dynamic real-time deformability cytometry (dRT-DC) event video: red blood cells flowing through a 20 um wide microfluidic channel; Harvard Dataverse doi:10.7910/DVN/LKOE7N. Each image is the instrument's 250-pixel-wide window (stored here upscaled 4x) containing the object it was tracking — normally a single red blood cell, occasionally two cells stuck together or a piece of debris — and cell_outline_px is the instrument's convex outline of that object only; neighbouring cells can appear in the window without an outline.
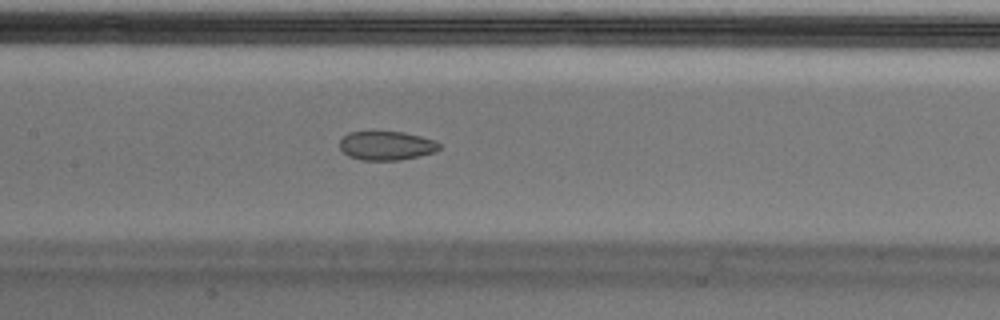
{"species": "Egyptian fruit bat (a non-hibernating species)", "species_latin": "Rousettus aegyptiacus", "temperature_condition": "cold", "stored_images_in_passage": 53, "camera_frame_rate_fps": 3000, "um_per_image_px": 0.085, "animal": {"sex": "male"}, "frame": {"image": 1, "passage_image": 25, "time_ms": 8.0, "image_size_px": [1000, 320], "cell_outline_px": [[440, 148], [436, 152], [400, 160], [360, 160], [348, 156], [340, 148], [340, 140], [348, 132], [404, 132], [436, 140], [440, 144]], "centroid_in_image_um": [32.86, 12.38], "position_along_channel_um": 174.5, "area_um2": 16.82}}
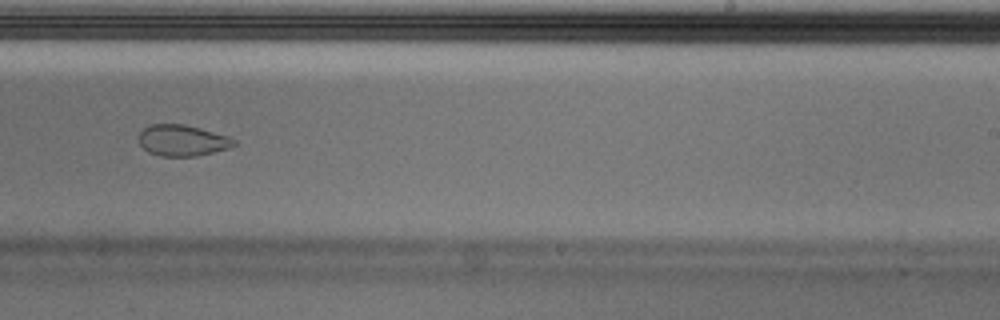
{"frame": {"image": 2, "passage_image": 33, "time_ms": 10.667, "image_size_px": [1000, 320], "cell_outline_px": [[236, 144], [228, 148], [196, 156], [160, 156], [148, 152], [140, 144], [140, 132], [148, 124], [184, 124], [200, 128], [228, 136], [236, 140]], "centroid_in_image_um": [15.49, 11.93], "position_along_channel_um": 273.5, "area_um2": 17.17}}
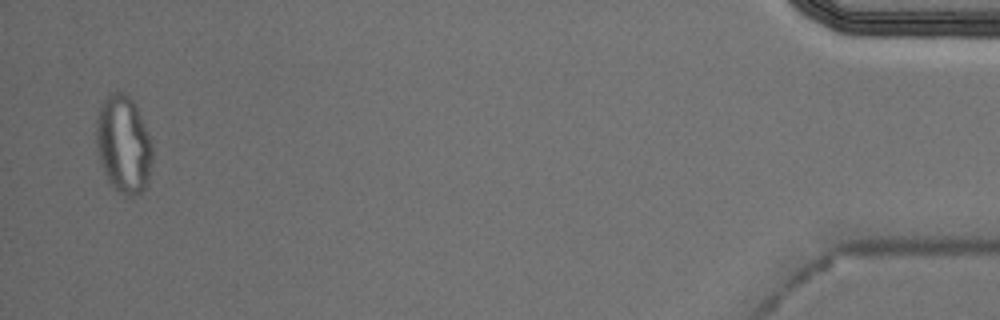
{"frame": {"image": 3, "passage_image": 52, "time_ms": 17.0, "image_size_px": [1000, 320], "cell_outline_px": [[152, 160], [148, 184], [144, 192], [132, 196], [124, 196], [108, 180], [104, 172], [96, 148], [96, 120], [100, 108], [104, 100], [112, 92], [128, 92], [152, 140]], "centroid_in_image_um": [10.51, 12.29], "position_along_channel_um": 424.7, "area_um2": 32.02}, "authors_computed_cell_mechanics": {"area_um2": 20.1722, "velocity_mm_per_s": 3.7219, "shape_relaxation_time_tau1_ms": null, "shape_relaxation_time_tau2_ms": 1.8237, "deformation_change_tau1": null, "deformation_change_tau2": 0.0713}}